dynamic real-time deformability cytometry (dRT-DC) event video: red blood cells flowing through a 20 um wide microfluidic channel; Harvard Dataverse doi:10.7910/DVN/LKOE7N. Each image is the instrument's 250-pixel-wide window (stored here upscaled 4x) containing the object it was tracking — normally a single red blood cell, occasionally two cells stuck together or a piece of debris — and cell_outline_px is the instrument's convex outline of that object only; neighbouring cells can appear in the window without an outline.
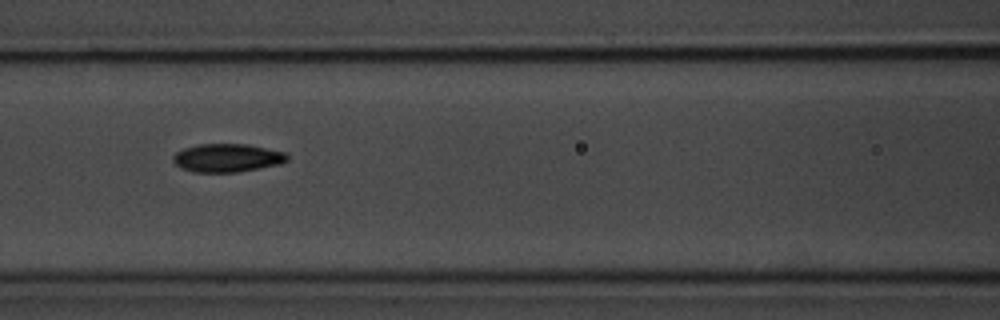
{"species": "common noctule bat (a hibernating species)", "species_latin": "Nyctalus noctula", "temperature_condition": "room temperature", "stored_images_in_passage": 14, "camera_frame_rate_fps": 3000, "um_per_image_px": 0.085, "animal": {"sex": "male", "body_mass_g": 20.1, "forearm_length_mm": 53.5}, "frame": {"image": 1, "passage_image": 7, "time_ms": 7.667, "image_size_px": [1000, 320], "cell_outline_px": [[288, 160], [280, 164], [236, 172], [192, 172], [180, 168], [172, 160], [172, 156], [176, 152], [184, 148], [196, 144], [248, 144], [288, 152]], "centroid_in_image_um": [19.31, 13.41], "position_along_channel_um": 147.3, "area_um2": 19.02}}
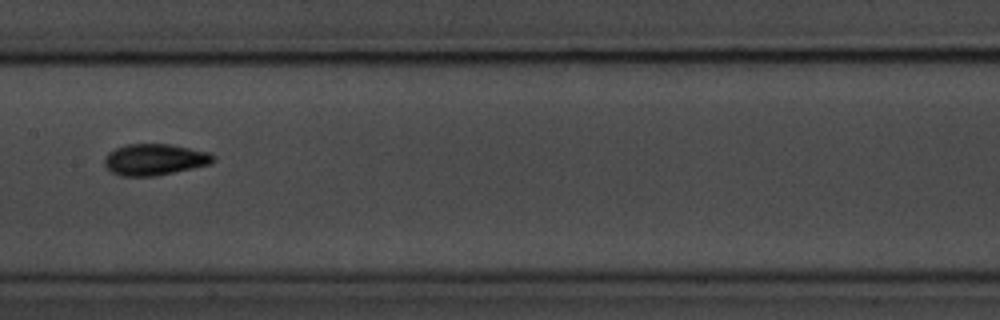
{"frame": {"image": 2, "passage_image": 8, "time_ms": 9.0, "image_size_px": [1000, 320], "cell_outline_px": [[216, 156], [212, 164], [156, 176], [120, 176], [104, 168], [104, 156], [108, 152], [116, 148], [128, 144], [168, 144], [212, 152]], "centroid_in_image_um": [13.15, 13.56], "position_along_channel_um": 194.2, "area_um2": 20.17}}